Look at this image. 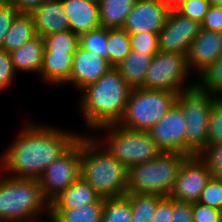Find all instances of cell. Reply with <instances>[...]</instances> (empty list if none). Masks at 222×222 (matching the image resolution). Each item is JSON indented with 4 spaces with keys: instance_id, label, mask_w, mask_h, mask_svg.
Segmentation results:
<instances>
[{
    "instance_id": "14",
    "label": "cell",
    "mask_w": 222,
    "mask_h": 222,
    "mask_svg": "<svg viewBox=\"0 0 222 222\" xmlns=\"http://www.w3.org/2000/svg\"><path fill=\"white\" fill-rule=\"evenodd\" d=\"M171 8L164 0H136L123 30L128 33H156L166 24Z\"/></svg>"
},
{
    "instance_id": "44",
    "label": "cell",
    "mask_w": 222,
    "mask_h": 222,
    "mask_svg": "<svg viewBox=\"0 0 222 222\" xmlns=\"http://www.w3.org/2000/svg\"><path fill=\"white\" fill-rule=\"evenodd\" d=\"M166 4L169 5L171 9H175L178 5H180L183 1L186 0H164Z\"/></svg>"
},
{
    "instance_id": "32",
    "label": "cell",
    "mask_w": 222,
    "mask_h": 222,
    "mask_svg": "<svg viewBox=\"0 0 222 222\" xmlns=\"http://www.w3.org/2000/svg\"><path fill=\"white\" fill-rule=\"evenodd\" d=\"M222 142V98H218L208 119L207 147Z\"/></svg>"
},
{
    "instance_id": "4",
    "label": "cell",
    "mask_w": 222,
    "mask_h": 222,
    "mask_svg": "<svg viewBox=\"0 0 222 222\" xmlns=\"http://www.w3.org/2000/svg\"><path fill=\"white\" fill-rule=\"evenodd\" d=\"M0 174V222H40L44 214L49 219L50 203L44 198L38 179Z\"/></svg>"
},
{
    "instance_id": "43",
    "label": "cell",
    "mask_w": 222,
    "mask_h": 222,
    "mask_svg": "<svg viewBox=\"0 0 222 222\" xmlns=\"http://www.w3.org/2000/svg\"><path fill=\"white\" fill-rule=\"evenodd\" d=\"M19 13L31 14L47 0H9Z\"/></svg>"
},
{
    "instance_id": "27",
    "label": "cell",
    "mask_w": 222,
    "mask_h": 222,
    "mask_svg": "<svg viewBox=\"0 0 222 222\" xmlns=\"http://www.w3.org/2000/svg\"><path fill=\"white\" fill-rule=\"evenodd\" d=\"M107 59L116 67L131 52L130 35L123 29H108Z\"/></svg>"
},
{
    "instance_id": "20",
    "label": "cell",
    "mask_w": 222,
    "mask_h": 222,
    "mask_svg": "<svg viewBox=\"0 0 222 222\" xmlns=\"http://www.w3.org/2000/svg\"><path fill=\"white\" fill-rule=\"evenodd\" d=\"M44 39L37 35L18 49L10 52L15 71L19 74H37L39 76L44 55Z\"/></svg>"
},
{
    "instance_id": "45",
    "label": "cell",
    "mask_w": 222,
    "mask_h": 222,
    "mask_svg": "<svg viewBox=\"0 0 222 222\" xmlns=\"http://www.w3.org/2000/svg\"><path fill=\"white\" fill-rule=\"evenodd\" d=\"M210 4L213 6L222 7V0H209Z\"/></svg>"
},
{
    "instance_id": "18",
    "label": "cell",
    "mask_w": 222,
    "mask_h": 222,
    "mask_svg": "<svg viewBox=\"0 0 222 222\" xmlns=\"http://www.w3.org/2000/svg\"><path fill=\"white\" fill-rule=\"evenodd\" d=\"M31 16L37 35H46L70 30V24L61 0H47L35 9Z\"/></svg>"
},
{
    "instance_id": "30",
    "label": "cell",
    "mask_w": 222,
    "mask_h": 222,
    "mask_svg": "<svg viewBox=\"0 0 222 222\" xmlns=\"http://www.w3.org/2000/svg\"><path fill=\"white\" fill-rule=\"evenodd\" d=\"M44 51L75 52L79 47V36L71 30L56 32L43 37Z\"/></svg>"
},
{
    "instance_id": "17",
    "label": "cell",
    "mask_w": 222,
    "mask_h": 222,
    "mask_svg": "<svg viewBox=\"0 0 222 222\" xmlns=\"http://www.w3.org/2000/svg\"><path fill=\"white\" fill-rule=\"evenodd\" d=\"M70 30L80 36L101 27L98 0H61Z\"/></svg>"
},
{
    "instance_id": "11",
    "label": "cell",
    "mask_w": 222,
    "mask_h": 222,
    "mask_svg": "<svg viewBox=\"0 0 222 222\" xmlns=\"http://www.w3.org/2000/svg\"><path fill=\"white\" fill-rule=\"evenodd\" d=\"M211 178L212 172L199 155L187 156L169 197L182 202H197Z\"/></svg>"
},
{
    "instance_id": "23",
    "label": "cell",
    "mask_w": 222,
    "mask_h": 222,
    "mask_svg": "<svg viewBox=\"0 0 222 222\" xmlns=\"http://www.w3.org/2000/svg\"><path fill=\"white\" fill-rule=\"evenodd\" d=\"M36 36L37 32L31 14L18 13L13 19L0 49L10 53Z\"/></svg>"
},
{
    "instance_id": "6",
    "label": "cell",
    "mask_w": 222,
    "mask_h": 222,
    "mask_svg": "<svg viewBox=\"0 0 222 222\" xmlns=\"http://www.w3.org/2000/svg\"><path fill=\"white\" fill-rule=\"evenodd\" d=\"M96 131L99 134L103 132L104 136L100 137L97 133L94 137L128 169L150 161L162 152L150 138L148 131H134L119 124L105 125Z\"/></svg>"
},
{
    "instance_id": "29",
    "label": "cell",
    "mask_w": 222,
    "mask_h": 222,
    "mask_svg": "<svg viewBox=\"0 0 222 222\" xmlns=\"http://www.w3.org/2000/svg\"><path fill=\"white\" fill-rule=\"evenodd\" d=\"M196 79V85L201 90L222 98V55Z\"/></svg>"
},
{
    "instance_id": "24",
    "label": "cell",
    "mask_w": 222,
    "mask_h": 222,
    "mask_svg": "<svg viewBox=\"0 0 222 222\" xmlns=\"http://www.w3.org/2000/svg\"><path fill=\"white\" fill-rule=\"evenodd\" d=\"M136 0H98L101 27L122 29Z\"/></svg>"
},
{
    "instance_id": "31",
    "label": "cell",
    "mask_w": 222,
    "mask_h": 222,
    "mask_svg": "<svg viewBox=\"0 0 222 222\" xmlns=\"http://www.w3.org/2000/svg\"><path fill=\"white\" fill-rule=\"evenodd\" d=\"M108 29L100 27L79 36V46L95 55L107 58Z\"/></svg>"
},
{
    "instance_id": "28",
    "label": "cell",
    "mask_w": 222,
    "mask_h": 222,
    "mask_svg": "<svg viewBox=\"0 0 222 222\" xmlns=\"http://www.w3.org/2000/svg\"><path fill=\"white\" fill-rule=\"evenodd\" d=\"M132 207L127 196L104 198L102 222H131Z\"/></svg>"
},
{
    "instance_id": "22",
    "label": "cell",
    "mask_w": 222,
    "mask_h": 222,
    "mask_svg": "<svg viewBox=\"0 0 222 222\" xmlns=\"http://www.w3.org/2000/svg\"><path fill=\"white\" fill-rule=\"evenodd\" d=\"M153 56L140 51L131 52L116 66L124 81L132 88H141Z\"/></svg>"
},
{
    "instance_id": "2",
    "label": "cell",
    "mask_w": 222,
    "mask_h": 222,
    "mask_svg": "<svg viewBox=\"0 0 222 222\" xmlns=\"http://www.w3.org/2000/svg\"><path fill=\"white\" fill-rule=\"evenodd\" d=\"M131 90L118 69L112 67L96 82L79 92L81 96L77 108L90 134L95 133L99 127L119 123Z\"/></svg>"
},
{
    "instance_id": "26",
    "label": "cell",
    "mask_w": 222,
    "mask_h": 222,
    "mask_svg": "<svg viewBox=\"0 0 222 222\" xmlns=\"http://www.w3.org/2000/svg\"><path fill=\"white\" fill-rule=\"evenodd\" d=\"M126 196L131 201V222H152L158 202L164 197L155 194H132Z\"/></svg>"
},
{
    "instance_id": "16",
    "label": "cell",
    "mask_w": 222,
    "mask_h": 222,
    "mask_svg": "<svg viewBox=\"0 0 222 222\" xmlns=\"http://www.w3.org/2000/svg\"><path fill=\"white\" fill-rule=\"evenodd\" d=\"M110 68L112 66L107 58L95 55L79 46L73 55L70 79L63 86L72 85L75 91L80 92L89 84L96 82Z\"/></svg>"
},
{
    "instance_id": "39",
    "label": "cell",
    "mask_w": 222,
    "mask_h": 222,
    "mask_svg": "<svg viewBox=\"0 0 222 222\" xmlns=\"http://www.w3.org/2000/svg\"><path fill=\"white\" fill-rule=\"evenodd\" d=\"M19 12L9 0L0 3V47L2 46L6 34L11 26L13 19Z\"/></svg>"
},
{
    "instance_id": "3",
    "label": "cell",
    "mask_w": 222,
    "mask_h": 222,
    "mask_svg": "<svg viewBox=\"0 0 222 222\" xmlns=\"http://www.w3.org/2000/svg\"><path fill=\"white\" fill-rule=\"evenodd\" d=\"M80 136L81 175L102 198L127 194L128 168L112 156L93 134Z\"/></svg>"
},
{
    "instance_id": "33",
    "label": "cell",
    "mask_w": 222,
    "mask_h": 222,
    "mask_svg": "<svg viewBox=\"0 0 222 222\" xmlns=\"http://www.w3.org/2000/svg\"><path fill=\"white\" fill-rule=\"evenodd\" d=\"M197 202L222 211V178L212 176Z\"/></svg>"
},
{
    "instance_id": "38",
    "label": "cell",
    "mask_w": 222,
    "mask_h": 222,
    "mask_svg": "<svg viewBox=\"0 0 222 222\" xmlns=\"http://www.w3.org/2000/svg\"><path fill=\"white\" fill-rule=\"evenodd\" d=\"M193 222H222V211L199 202L192 203Z\"/></svg>"
},
{
    "instance_id": "9",
    "label": "cell",
    "mask_w": 222,
    "mask_h": 222,
    "mask_svg": "<svg viewBox=\"0 0 222 222\" xmlns=\"http://www.w3.org/2000/svg\"><path fill=\"white\" fill-rule=\"evenodd\" d=\"M186 56L158 51L147 69L141 88L178 93L193 88L196 82L189 81L191 73L187 66Z\"/></svg>"
},
{
    "instance_id": "35",
    "label": "cell",
    "mask_w": 222,
    "mask_h": 222,
    "mask_svg": "<svg viewBox=\"0 0 222 222\" xmlns=\"http://www.w3.org/2000/svg\"><path fill=\"white\" fill-rule=\"evenodd\" d=\"M211 4L209 0H186L175 10L182 16L195 20L201 24Z\"/></svg>"
},
{
    "instance_id": "42",
    "label": "cell",
    "mask_w": 222,
    "mask_h": 222,
    "mask_svg": "<svg viewBox=\"0 0 222 222\" xmlns=\"http://www.w3.org/2000/svg\"><path fill=\"white\" fill-rule=\"evenodd\" d=\"M173 212V198L164 196L157 204L152 222H170Z\"/></svg>"
},
{
    "instance_id": "41",
    "label": "cell",
    "mask_w": 222,
    "mask_h": 222,
    "mask_svg": "<svg viewBox=\"0 0 222 222\" xmlns=\"http://www.w3.org/2000/svg\"><path fill=\"white\" fill-rule=\"evenodd\" d=\"M172 220L170 222H193L192 203L173 199Z\"/></svg>"
},
{
    "instance_id": "13",
    "label": "cell",
    "mask_w": 222,
    "mask_h": 222,
    "mask_svg": "<svg viewBox=\"0 0 222 222\" xmlns=\"http://www.w3.org/2000/svg\"><path fill=\"white\" fill-rule=\"evenodd\" d=\"M187 124L180 106L175 103L148 134L162 152H178L186 155Z\"/></svg>"
},
{
    "instance_id": "8",
    "label": "cell",
    "mask_w": 222,
    "mask_h": 222,
    "mask_svg": "<svg viewBox=\"0 0 222 222\" xmlns=\"http://www.w3.org/2000/svg\"><path fill=\"white\" fill-rule=\"evenodd\" d=\"M218 98L201 90L197 85L177 94L187 124L186 155H200L207 148L208 119Z\"/></svg>"
},
{
    "instance_id": "25",
    "label": "cell",
    "mask_w": 222,
    "mask_h": 222,
    "mask_svg": "<svg viewBox=\"0 0 222 222\" xmlns=\"http://www.w3.org/2000/svg\"><path fill=\"white\" fill-rule=\"evenodd\" d=\"M104 198L73 209H50V222H102Z\"/></svg>"
},
{
    "instance_id": "40",
    "label": "cell",
    "mask_w": 222,
    "mask_h": 222,
    "mask_svg": "<svg viewBox=\"0 0 222 222\" xmlns=\"http://www.w3.org/2000/svg\"><path fill=\"white\" fill-rule=\"evenodd\" d=\"M201 28L222 32V7L211 5L201 22Z\"/></svg>"
},
{
    "instance_id": "15",
    "label": "cell",
    "mask_w": 222,
    "mask_h": 222,
    "mask_svg": "<svg viewBox=\"0 0 222 222\" xmlns=\"http://www.w3.org/2000/svg\"><path fill=\"white\" fill-rule=\"evenodd\" d=\"M222 55V32L200 29L191 42L186 59L191 74L199 76Z\"/></svg>"
},
{
    "instance_id": "36",
    "label": "cell",
    "mask_w": 222,
    "mask_h": 222,
    "mask_svg": "<svg viewBox=\"0 0 222 222\" xmlns=\"http://www.w3.org/2000/svg\"><path fill=\"white\" fill-rule=\"evenodd\" d=\"M17 72L11 61L10 54L0 49V93L9 90L16 81Z\"/></svg>"
},
{
    "instance_id": "5",
    "label": "cell",
    "mask_w": 222,
    "mask_h": 222,
    "mask_svg": "<svg viewBox=\"0 0 222 222\" xmlns=\"http://www.w3.org/2000/svg\"><path fill=\"white\" fill-rule=\"evenodd\" d=\"M187 155L161 152L145 163L128 169L127 193L169 196Z\"/></svg>"
},
{
    "instance_id": "10",
    "label": "cell",
    "mask_w": 222,
    "mask_h": 222,
    "mask_svg": "<svg viewBox=\"0 0 222 222\" xmlns=\"http://www.w3.org/2000/svg\"><path fill=\"white\" fill-rule=\"evenodd\" d=\"M81 175L80 137L59 159L50 164L40 176L39 184L44 198L51 203L68 189Z\"/></svg>"
},
{
    "instance_id": "1",
    "label": "cell",
    "mask_w": 222,
    "mask_h": 222,
    "mask_svg": "<svg viewBox=\"0 0 222 222\" xmlns=\"http://www.w3.org/2000/svg\"><path fill=\"white\" fill-rule=\"evenodd\" d=\"M82 135L27 121L1 153L0 173L12 178L39 179L43 171L64 155Z\"/></svg>"
},
{
    "instance_id": "21",
    "label": "cell",
    "mask_w": 222,
    "mask_h": 222,
    "mask_svg": "<svg viewBox=\"0 0 222 222\" xmlns=\"http://www.w3.org/2000/svg\"><path fill=\"white\" fill-rule=\"evenodd\" d=\"M101 198L90 184L79 177L50 203V209L78 208L86 204L97 203Z\"/></svg>"
},
{
    "instance_id": "37",
    "label": "cell",
    "mask_w": 222,
    "mask_h": 222,
    "mask_svg": "<svg viewBox=\"0 0 222 222\" xmlns=\"http://www.w3.org/2000/svg\"><path fill=\"white\" fill-rule=\"evenodd\" d=\"M212 172V176L222 178V142L208 146L199 155Z\"/></svg>"
},
{
    "instance_id": "34",
    "label": "cell",
    "mask_w": 222,
    "mask_h": 222,
    "mask_svg": "<svg viewBox=\"0 0 222 222\" xmlns=\"http://www.w3.org/2000/svg\"><path fill=\"white\" fill-rule=\"evenodd\" d=\"M131 50L154 56L158 50V34L149 32L129 33Z\"/></svg>"
},
{
    "instance_id": "12",
    "label": "cell",
    "mask_w": 222,
    "mask_h": 222,
    "mask_svg": "<svg viewBox=\"0 0 222 222\" xmlns=\"http://www.w3.org/2000/svg\"><path fill=\"white\" fill-rule=\"evenodd\" d=\"M201 24L171 9L166 24L158 34L160 52L187 55L191 42L197 37Z\"/></svg>"
},
{
    "instance_id": "7",
    "label": "cell",
    "mask_w": 222,
    "mask_h": 222,
    "mask_svg": "<svg viewBox=\"0 0 222 222\" xmlns=\"http://www.w3.org/2000/svg\"><path fill=\"white\" fill-rule=\"evenodd\" d=\"M178 92L132 89L119 125L134 131H149L176 103Z\"/></svg>"
},
{
    "instance_id": "19",
    "label": "cell",
    "mask_w": 222,
    "mask_h": 222,
    "mask_svg": "<svg viewBox=\"0 0 222 222\" xmlns=\"http://www.w3.org/2000/svg\"><path fill=\"white\" fill-rule=\"evenodd\" d=\"M75 52L44 51L39 77L48 84L63 86L72 71V61Z\"/></svg>"
}]
</instances>
